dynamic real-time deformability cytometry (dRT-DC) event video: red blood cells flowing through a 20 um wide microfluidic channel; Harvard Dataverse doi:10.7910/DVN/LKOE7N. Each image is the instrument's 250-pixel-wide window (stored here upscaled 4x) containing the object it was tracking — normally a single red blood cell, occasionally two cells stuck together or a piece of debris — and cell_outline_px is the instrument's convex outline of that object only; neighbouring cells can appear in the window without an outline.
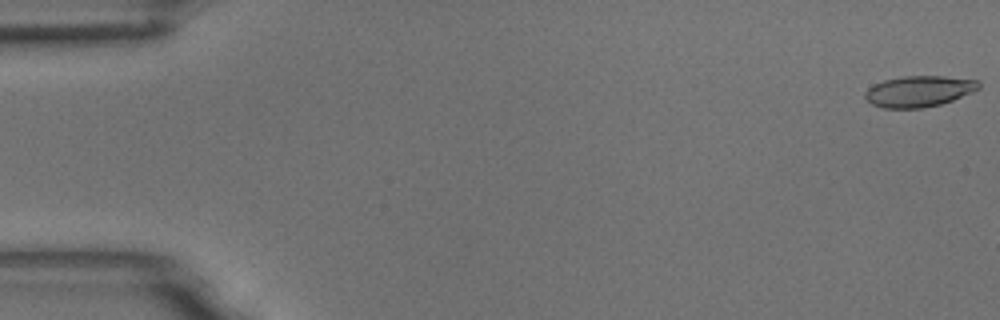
{"species": "common noctule bat (a hibernating species)", "species_latin": "Nyctalus noctula", "temperature_condition": "room temperature", "stored_images_in_passage": 2, "camera_frame_rate_fps": 3000, "um_per_image_px": 0.085, "animal": {"sex": "male", "body_mass_g": 18.8}, "frame": {"image": 1, "passage_image": 1, "time_ms": 0.0, "image_size_px": [1000, 320], "cell_outline_px": [[980, 88], [972, 92], [952, 100], [940, 104], [924, 108], [884, 108], [872, 104], [864, 96], [864, 92], [872, 84], [884, 80], [904, 76], [944, 76], [980, 80]], "centroid_in_image_um": [78.11, 7.75], "position_along_channel_um": 6.9, "area_um2": 20.63}}